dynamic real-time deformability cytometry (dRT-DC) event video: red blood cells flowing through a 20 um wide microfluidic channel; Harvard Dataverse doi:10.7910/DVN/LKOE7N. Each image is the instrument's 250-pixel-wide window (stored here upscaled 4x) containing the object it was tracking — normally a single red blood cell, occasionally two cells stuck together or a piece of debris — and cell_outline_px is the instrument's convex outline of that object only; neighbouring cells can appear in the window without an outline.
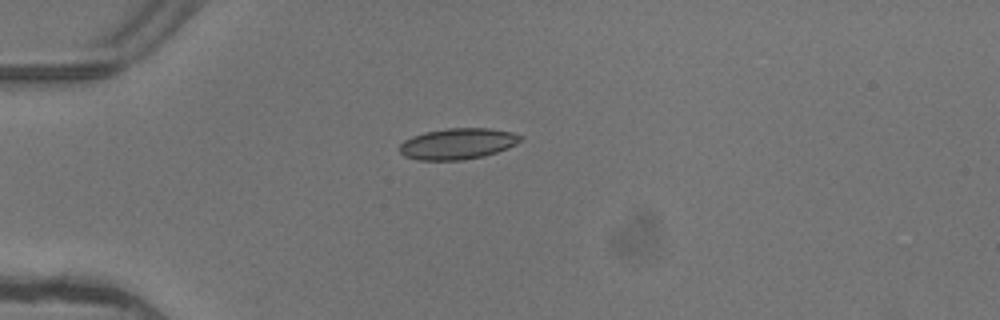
{"species": "common noctule bat (a hibernating species)", "species_latin": "Nyctalus noctula", "temperature_condition": "warm", "stored_images_in_passage": 4, "camera_frame_rate_fps": 3000, "um_per_image_px": 0.085, "animal": {"sex": "female"}, "frame": {"image": 1, "passage_image": 1, "time_ms": 0.0, "image_size_px": [1000, 320], "cell_outline_px": [[524, 140], [508, 148], [484, 156], [464, 160], [420, 160], [404, 156], [400, 152], [400, 144], [404, 140], [412, 136], [424, 132], [448, 128], [488, 128], [512, 132], [524, 136]], "centroid_in_image_um": [38.93, 12.21], "position_along_channel_um": 46.1, "area_um2": 22.02}}
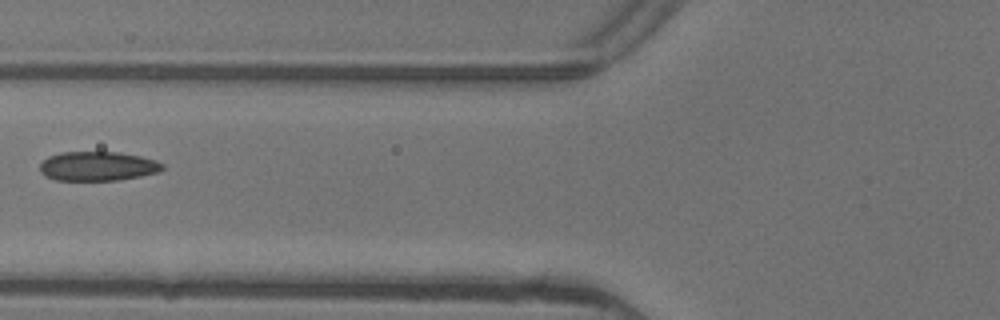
{"frame": {"image": 2, "passage_image": 3, "time_ms": 0.667, "image_size_px": [1000, 320], "cell_outline_px": [[164, 168], [156, 172], [140, 176], [116, 180], [56, 180], [44, 176], [40, 172], [40, 164], [48, 156], [60, 152], [120, 152], [140, 156], [156, 160], [164, 164]], "centroid_in_image_um": [8.28, 14.12], "position_along_channel_um": 117.5, "area_um2": 20.92}}
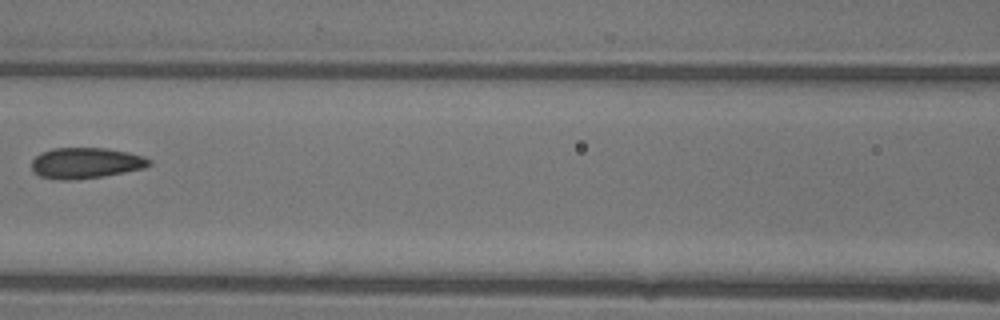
{"frame": {"image": 3, "passage_image": 4, "time_ms": 1.0, "image_size_px": [1000, 320], "cell_outline_px": [[152, 164], [144, 168], [124, 172], [100, 176], [72, 180], [60, 180], [40, 176], [32, 172], [32, 160], [40, 152], [52, 148], [104, 148], [128, 152], [144, 156], [152, 160]], "centroid_in_image_um": [7.28, 13.85], "position_along_channel_um": 159.3, "area_um2": 21.15}}